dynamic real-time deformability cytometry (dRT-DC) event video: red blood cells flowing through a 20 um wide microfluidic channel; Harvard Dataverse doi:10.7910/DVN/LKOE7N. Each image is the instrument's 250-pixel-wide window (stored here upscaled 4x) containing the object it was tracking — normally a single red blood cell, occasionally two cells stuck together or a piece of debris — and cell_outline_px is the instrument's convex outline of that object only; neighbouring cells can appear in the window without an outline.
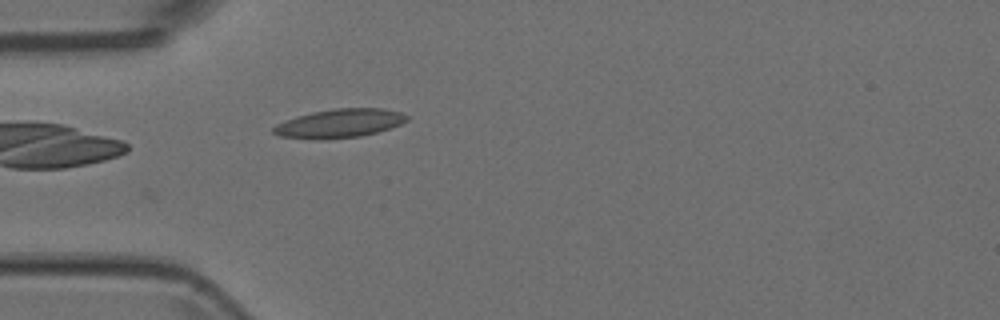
{"species": "Egyptian fruit bat (a non-hibernating species)", "species_latin": "Rousettus aegyptiacus", "temperature_condition": "room temperature", "stored_images_in_passage": 4, "camera_frame_rate_fps": 3000, "um_per_image_px": 0.085, "animal": {"sex": "female"}, "frame": {"image": 1, "passage_image": 4, "time_ms": 1.0, "image_size_px": [1000, 320], "cell_outline_px": [[408, 120], [400, 124], [376, 132], [360, 136], [320, 140], [316, 140], [280, 136], [272, 132], [272, 128], [276, 124], [296, 116], [312, 112], [332, 108], [380, 108], [400, 112], [408, 116]], "centroid_in_image_um": [28.82, 10.48], "position_along_channel_um": 56.2, "area_um2": 22.31}}